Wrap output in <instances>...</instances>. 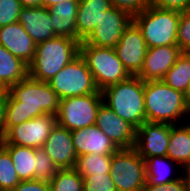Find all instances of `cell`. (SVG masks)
Listing matches in <instances>:
<instances>
[{
	"label": "cell",
	"mask_w": 190,
	"mask_h": 191,
	"mask_svg": "<svg viewBox=\"0 0 190 191\" xmlns=\"http://www.w3.org/2000/svg\"><path fill=\"white\" fill-rule=\"evenodd\" d=\"M59 104L60 99L48 82L27 76L8 89L5 130L44 114L57 115Z\"/></svg>",
	"instance_id": "6da1fadb"
},
{
	"label": "cell",
	"mask_w": 190,
	"mask_h": 191,
	"mask_svg": "<svg viewBox=\"0 0 190 191\" xmlns=\"http://www.w3.org/2000/svg\"><path fill=\"white\" fill-rule=\"evenodd\" d=\"M187 97L162 80L144 82V106L147 122L170 125L184 123Z\"/></svg>",
	"instance_id": "7a4b0ae2"
},
{
	"label": "cell",
	"mask_w": 190,
	"mask_h": 191,
	"mask_svg": "<svg viewBox=\"0 0 190 191\" xmlns=\"http://www.w3.org/2000/svg\"><path fill=\"white\" fill-rule=\"evenodd\" d=\"M80 42L64 36H55L36 45L35 55L28 65V76L49 82L62 68L79 55Z\"/></svg>",
	"instance_id": "3957f363"
},
{
	"label": "cell",
	"mask_w": 190,
	"mask_h": 191,
	"mask_svg": "<svg viewBox=\"0 0 190 191\" xmlns=\"http://www.w3.org/2000/svg\"><path fill=\"white\" fill-rule=\"evenodd\" d=\"M103 103L136 130L146 122L144 81L138 76L110 85L101 91Z\"/></svg>",
	"instance_id": "277c9868"
},
{
	"label": "cell",
	"mask_w": 190,
	"mask_h": 191,
	"mask_svg": "<svg viewBox=\"0 0 190 191\" xmlns=\"http://www.w3.org/2000/svg\"><path fill=\"white\" fill-rule=\"evenodd\" d=\"M181 12L157 8L151 4L133 16L141 29L147 48L177 46L178 22Z\"/></svg>",
	"instance_id": "5b68a950"
},
{
	"label": "cell",
	"mask_w": 190,
	"mask_h": 191,
	"mask_svg": "<svg viewBox=\"0 0 190 191\" xmlns=\"http://www.w3.org/2000/svg\"><path fill=\"white\" fill-rule=\"evenodd\" d=\"M79 55L91 71L99 91L132 76L118 59L114 48L97 47L82 41L79 45Z\"/></svg>",
	"instance_id": "8992f818"
},
{
	"label": "cell",
	"mask_w": 190,
	"mask_h": 191,
	"mask_svg": "<svg viewBox=\"0 0 190 191\" xmlns=\"http://www.w3.org/2000/svg\"><path fill=\"white\" fill-rule=\"evenodd\" d=\"M48 83L60 100L101 93L95 85L91 71L80 55L62 68Z\"/></svg>",
	"instance_id": "52a82bcc"
},
{
	"label": "cell",
	"mask_w": 190,
	"mask_h": 191,
	"mask_svg": "<svg viewBox=\"0 0 190 191\" xmlns=\"http://www.w3.org/2000/svg\"><path fill=\"white\" fill-rule=\"evenodd\" d=\"M110 175L117 191H142L146 184L145 161L134 148L118 149L112 154Z\"/></svg>",
	"instance_id": "ba28073f"
},
{
	"label": "cell",
	"mask_w": 190,
	"mask_h": 191,
	"mask_svg": "<svg viewBox=\"0 0 190 191\" xmlns=\"http://www.w3.org/2000/svg\"><path fill=\"white\" fill-rule=\"evenodd\" d=\"M102 103V93L63 98L59 104L57 124L69 131L94 125Z\"/></svg>",
	"instance_id": "9c48e42d"
},
{
	"label": "cell",
	"mask_w": 190,
	"mask_h": 191,
	"mask_svg": "<svg viewBox=\"0 0 190 191\" xmlns=\"http://www.w3.org/2000/svg\"><path fill=\"white\" fill-rule=\"evenodd\" d=\"M57 124V115L44 114L11 126L6 132L2 144H14L31 148H42L51 130Z\"/></svg>",
	"instance_id": "30bf717a"
},
{
	"label": "cell",
	"mask_w": 190,
	"mask_h": 191,
	"mask_svg": "<svg viewBox=\"0 0 190 191\" xmlns=\"http://www.w3.org/2000/svg\"><path fill=\"white\" fill-rule=\"evenodd\" d=\"M133 17L125 10L112 6L105 11L92 33L83 41L97 47L115 48Z\"/></svg>",
	"instance_id": "8fae6325"
},
{
	"label": "cell",
	"mask_w": 190,
	"mask_h": 191,
	"mask_svg": "<svg viewBox=\"0 0 190 191\" xmlns=\"http://www.w3.org/2000/svg\"><path fill=\"white\" fill-rule=\"evenodd\" d=\"M114 49L126 70L136 76L143 67L147 45L141 29L134 21L125 28Z\"/></svg>",
	"instance_id": "7c38bea8"
},
{
	"label": "cell",
	"mask_w": 190,
	"mask_h": 191,
	"mask_svg": "<svg viewBox=\"0 0 190 191\" xmlns=\"http://www.w3.org/2000/svg\"><path fill=\"white\" fill-rule=\"evenodd\" d=\"M170 128V124L144 122L136 130L133 148L144 160L154 156H166Z\"/></svg>",
	"instance_id": "4fadbf2b"
},
{
	"label": "cell",
	"mask_w": 190,
	"mask_h": 191,
	"mask_svg": "<svg viewBox=\"0 0 190 191\" xmlns=\"http://www.w3.org/2000/svg\"><path fill=\"white\" fill-rule=\"evenodd\" d=\"M95 124L118 149L133 148L136 129L104 103L101 104Z\"/></svg>",
	"instance_id": "5bb4252c"
},
{
	"label": "cell",
	"mask_w": 190,
	"mask_h": 191,
	"mask_svg": "<svg viewBox=\"0 0 190 191\" xmlns=\"http://www.w3.org/2000/svg\"><path fill=\"white\" fill-rule=\"evenodd\" d=\"M181 53L178 46L147 48L143 67L136 76L144 82L162 80Z\"/></svg>",
	"instance_id": "9a60e30c"
},
{
	"label": "cell",
	"mask_w": 190,
	"mask_h": 191,
	"mask_svg": "<svg viewBox=\"0 0 190 191\" xmlns=\"http://www.w3.org/2000/svg\"><path fill=\"white\" fill-rule=\"evenodd\" d=\"M42 148L58 169H72L75 167L78 156L74 148L71 131L67 128L56 124Z\"/></svg>",
	"instance_id": "2e32d148"
},
{
	"label": "cell",
	"mask_w": 190,
	"mask_h": 191,
	"mask_svg": "<svg viewBox=\"0 0 190 191\" xmlns=\"http://www.w3.org/2000/svg\"><path fill=\"white\" fill-rule=\"evenodd\" d=\"M77 156L114 154L118 148L96 124L71 131Z\"/></svg>",
	"instance_id": "e0dca14e"
},
{
	"label": "cell",
	"mask_w": 190,
	"mask_h": 191,
	"mask_svg": "<svg viewBox=\"0 0 190 191\" xmlns=\"http://www.w3.org/2000/svg\"><path fill=\"white\" fill-rule=\"evenodd\" d=\"M0 44L27 65L34 58L36 44L19 22L0 27Z\"/></svg>",
	"instance_id": "ac0fdd59"
},
{
	"label": "cell",
	"mask_w": 190,
	"mask_h": 191,
	"mask_svg": "<svg viewBox=\"0 0 190 191\" xmlns=\"http://www.w3.org/2000/svg\"><path fill=\"white\" fill-rule=\"evenodd\" d=\"M18 22L21 23L36 45L56 36L52 29L51 16L44 6L22 7Z\"/></svg>",
	"instance_id": "d6986e66"
},
{
	"label": "cell",
	"mask_w": 190,
	"mask_h": 191,
	"mask_svg": "<svg viewBox=\"0 0 190 191\" xmlns=\"http://www.w3.org/2000/svg\"><path fill=\"white\" fill-rule=\"evenodd\" d=\"M111 7L110 0H79L76 16V40L84 41L92 33L103 13Z\"/></svg>",
	"instance_id": "ffe728a7"
},
{
	"label": "cell",
	"mask_w": 190,
	"mask_h": 191,
	"mask_svg": "<svg viewBox=\"0 0 190 191\" xmlns=\"http://www.w3.org/2000/svg\"><path fill=\"white\" fill-rule=\"evenodd\" d=\"M79 0H66L47 7L56 36L76 39V16Z\"/></svg>",
	"instance_id": "44dd1931"
},
{
	"label": "cell",
	"mask_w": 190,
	"mask_h": 191,
	"mask_svg": "<svg viewBox=\"0 0 190 191\" xmlns=\"http://www.w3.org/2000/svg\"><path fill=\"white\" fill-rule=\"evenodd\" d=\"M167 156L182 170L190 168V125L186 123L171 125ZM182 168V170H181Z\"/></svg>",
	"instance_id": "7402d4cb"
},
{
	"label": "cell",
	"mask_w": 190,
	"mask_h": 191,
	"mask_svg": "<svg viewBox=\"0 0 190 191\" xmlns=\"http://www.w3.org/2000/svg\"><path fill=\"white\" fill-rule=\"evenodd\" d=\"M144 161L146 170V184L162 185L175 181L179 179L181 175H183L182 173L181 174L177 173V175L175 174L176 171L174 170H176L175 167L178 164L172 161L167 155L154 156L145 159Z\"/></svg>",
	"instance_id": "603a6c76"
},
{
	"label": "cell",
	"mask_w": 190,
	"mask_h": 191,
	"mask_svg": "<svg viewBox=\"0 0 190 191\" xmlns=\"http://www.w3.org/2000/svg\"><path fill=\"white\" fill-rule=\"evenodd\" d=\"M28 76V65L0 44V81L9 89Z\"/></svg>",
	"instance_id": "cb8c5ba5"
},
{
	"label": "cell",
	"mask_w": 190,
	"mask_h": 191,
	"mask_svg": "<svg viewBox=\"0 0 190 191\" xmlns=\"http://www.w3.org/2000/svg\"><path fill=\"white\" fill-rule=\"evenodd\" d=\"M10 154L20 181L35 180V148L1 144Z\"/></svg>",
	"instance_id": "d4e9b609"
},
{
	"label": "cell",
	"mask_w": 190,
	"mask_h": 191,
	"mask_svg": "<svg viewBox=\"0 0 190 191\" xmlns=\"http://www.w3.org/2000/svg\"><path fill=\"white\" fill-rule=\"evenodd\" d=\"M162 81L174 90L188 95L190 90V52H182Z\"/></svg>",
	"instance_id": "484cf974"
},
{
	"label": "cell",
	"mask_w": 190,
	"mask_h": 191,
	"mask_svg": "<svg viewBox=\"0 0 190 191\" xmlns=\"http://www.w3.org/2000/svg\"><path fill=\"white\" fill-rule=\"evenodd\" d=\"M112 154H86L77 157L74 169L82 176L110 173Z\"/></svg>",
	"instance_id": "4316f807"
},
{
	"label": "cell",
	"mask_w": 190,
	"mask_h": 191,
	"mask_svg": "<svg viewBox=\"0 0 190 191\" xmlns=\"http://www.w3.org/2000/svg\"><path fill=\"white\" fill-rule=\"evenodd\" d=\"M83 178L74 169H59L49 182L50 191H83Z\"/></svg>",
	"instance_id": "83f0119b"
},
{
	"label": "cell",
	"mask_w": 190,
	"mask_h": 191,
	"mask_svg": "<svg viewBox=\"0 0 190 191\" xmlns=\"http://www.w3.org/2000/svg\"><path fill=\"white\" fill-rule=\"evenodd\" d=\"M20 182L9 152L0 144V191H11Z\"/></svg>",
	"instance_id": "f1b7e54d"
},
{
	"label": "cell",
	"mask_w": 190,
	"mask_h": 191,
	"mask_svg": "<svg viewBox=\"0 0 190 191\" xmlns=\"http://www.w3.org/2000/svg\"><path fill=\"white\" fill-rule=\"evenodd\" d=\"M34 166L35 180L50 182L51 178L59 170L50 156L43 150V148L35 149Z\"/></svg>",
	"instance_id": "f546056e"
},
{
	"label": "cell",
	"mask_w": 190,
	"mask_h": 191,
	"mask_svg": "<svg viewBox=\"0 0 190 191\" xmlns=\"http://www.w3.org/2000/svg\"><path fill=\"white\" fill-rule=\"evenodd\" d=\"M83 178V191H117L110 173L92 174Z\"/></svg>",
	"instance_id": "4dcf8cb0"
},
{
	"label": "cell",
	"mask_w": 190,
	"mask_h": 191,
	"mask_svg": "<svg viewBox=\"0 0 190 191\" xmlns=\"http://www.w3.org/2000/svg\"><path fill=\"white\" fill-rule=\"evenodd\" d=\"M177 46L182 52H190V9L181 12L178 22Z\"/></svg>",
	"instance_id": "1f68e13d"
},
{
	"label": "cell",
	"mask_w": 190,
	"mask_h": 191,
	"mask_svg": "<svg viewBox=\"0 0 190 191\" xmlns=\"http://www.w3.org/2000/svg\"><path fill=\"white\" fill-rule=\"evenodd\" d=\"M21 8L19 0H0V27L18 22Z\"/></svg>",
	"instance_id": "d6a6232c"
},
{
	"label": "cell",
	"mask_w": 190,
	"mask_h": 191,
	"mask_svg": "<svg viewBox=\"0 0 190 191\" xmlns=\"http://www.w3.org/2000/svg\"><path fill=\"white\" fill-rule=\"evenodd\" d=\"M111 5L127 11L132 17L138 13H141L151 0H110Z\"/></svg>",
	"instance_id": "836d02e7"
},
{
	"label": "cell",
	"mask_w": 190,
	"mask_h": 191,
	"mask_svg": "<svg viewBox=\"0 0 190 191\" xmlns=\"http://www.w3.org/2000/svg\"><path fill=\"white\" fill-rule=\"evenodd\" d=\"M142 191H187V185L183 175L175 181L162 184V185H152L145 184Z\"/></svg>",
	"instance_id": "e575fe53"
},
{
	"label": "cell",
	"mask_w": 190,
	"mask_h": 191,
	"mask_svg": "<svg viewBox=\"0 0 190 191\" xmlns=\"http://www.w3.org/2000/svg\"><path fill=\"white\" fill-rule=\"evenodd\" d=\"M151 5L178 12H184L190 9V0H151Z\"/></svg>",
	"instance_id": "d590c367"
},
{
	"label": "cell",
	"mask_w": 190,
	"mask_h": 191,
	"mask_svg": "<svg viewBox=\"0 0 190 191\" xmlns=\"http://www.w3.org/2000/svg\"><path fill=\"white\" fill-rule=\"evenodd\" d=\"M11 191H50V186L49 183L45 181L27 180L21 181Z\"/></svg>",
	"instance_id": "8d00e7d4"
},
{
	"label": "cell",
	"mask_w": 190,
	"mask_h": 191,
	"mask_svg": "<svg viewBox=\"0 0 190 191\" xmlns=\"http://www.w3.org/2000/svg\"><path fill=\"white\" fill-rule=\"evenodd\" d=\"M7 98L8 97H0V144H2L6 132L4 127V120H5Z\"/></svg>",
	"instance_id": "74e56055"
},
{
	"label": "cell",
	"mask_w": 190,
	"mask_h": 191,
	"mask_svg": "<svg viewBox=\"0 0 190 191\" xmlns=\"http://www.w3.org/2000/svg\"><path fill=\"white\" fill-rule=\"evenodd\" d=\"M22 7H39L42 6V0H19Z\"/></svg>",
	"instance_id": "f35d334b"
},
{
	"label": "cell",
	"mask_w": 190,
	"mask_h": 191,
	"mask_svg": "<svg viewBox=\"0 0 190 191\" xmlns=\"http://www.w3.org/2000/svg\"><path fill=\"white\" fill-rule=\"evenodd\" d=\"M186 97H187V104H186V116H185V118H187L188 120L185 119L184 123L190 125V96H186Z\"/></svg>",
	"instance_id": "ab89813d"
},
{
	"label": "cell",
	"mask_w": 190,
	"mask_h": 191,
	"mask_svg": "<svg viewBox=\"0 0 190 191\" xmlns=\"http://www.w3.org/2000/svg\"><path fill=\"white\" fill-rule=\"evenodd\" d=\"M183 177L185 178L187 191H190V168L183 169ZM185 172V173H184Z\"/></svg>",
	"instance_id": "60d3db41"
},
{
	"label": "cell",
	"mask_w": 190,
	"mask_h": 191,
	"mask_svg": "<svg viewBox=\"0 0 190 191\" xmlns=\"http://www.w3.org/2000/svg\"><path fill=\"white\" fill-rule=\"evenodd\" d=\"M64 1H66V0H42V6L47 8V7L53 6L57 3H61Z\"/></svg>",
	"instance_id": "b9f144b4"
},
{
	"label": "cell",
	"mask_w": 190,
	"mask_h": 191,
	"mask_svg": "<svg viewBox=\"0 0 190 191\" xmlns=\"http://www.w3.org/2000/svg\"><path fill=\"white\" fill-rule=\"evenodd\" d=\"M0 97H8V89L0 81Z\"/></svg>",
	"instance_id": "7bdbcfd3"
}]
</instances>
